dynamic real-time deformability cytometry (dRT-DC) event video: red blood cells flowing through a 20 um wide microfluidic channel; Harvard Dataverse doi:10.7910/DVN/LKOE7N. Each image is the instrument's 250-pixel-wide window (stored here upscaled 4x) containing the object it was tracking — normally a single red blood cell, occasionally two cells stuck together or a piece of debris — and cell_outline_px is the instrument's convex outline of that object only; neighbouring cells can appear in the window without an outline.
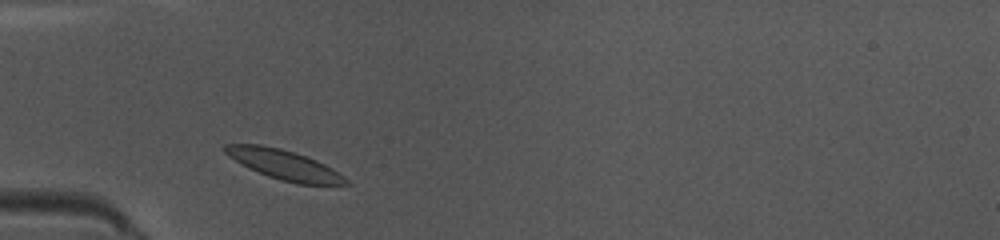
{"species": "common noctule bat (a hibernating species)", "species_latin": "Nyctalus noctula", "temperature_condition": "warm", "stored_images_in_passage": 30, "camera_frame_rate_fps": 3000, "um_per_image_px": 0.085, "animal": {"sex": "female", "body_mass_g": 10.0, "forearm_length_mm": 53.1}, "frame": {"image": 1, "passage_image": 2, "time_ms": 0.333, "image_size_px": [1000, 240], "cell_outline_px": [[352, 184], [296, 184], [280, 180], [268, 176], [228, 156], [224, 152], [224, 144], [260, 144], [280, 148], [316, 160], [332, 168], [344, 176]], "centroid_in_image_um": [24.17, 14.0], "position_along_channel_um": 60.8, "area_um2": 20.46}}
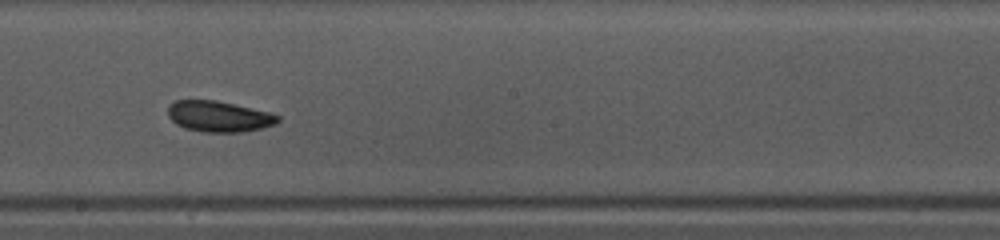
{"frame": {"image": 2, "passage_image": 15, "time_ms": 4.667, "image_size_px": [1000, 240], "cell_outline_px": [[280, 120], [276, 124], [244, 132], [204, 132], [184, 128], [176, 124], [168, 116], [168, 104], [176, 100], [216, 100], [272, 112], [280, 116]], "centroid_in_image_um": [18.62, 9.89], "position_along_channel_um": 229.6, "area_um2": 20.0}}
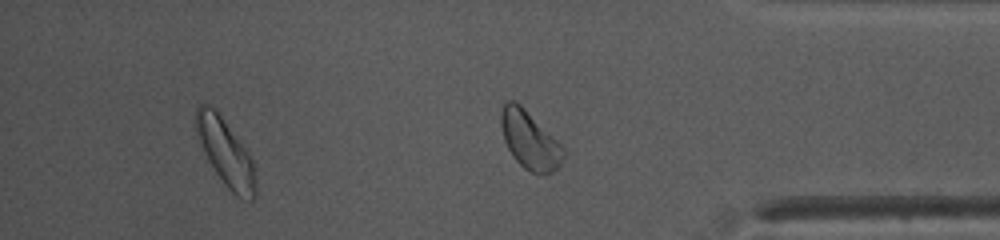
{"frame": {"image": 3, "passage_image": 28, "time_ms": 9.0, "image_size_px": [1000, 240], "cell_outline_px": [[256, 196], [252, 200], [236, 196], [224, 184], [208, 160], [204, 152], [196, 132], [196, 108], [200, 104], [208, 104], [216, 108], [248, 152], [252, 160], [256, 176]], "centroid_in_image_um": [19.19, 12.95], "position_along_channel_um": 416.0, "area_um2": 23.06}, "authors_computed_cell_mechanics": {"area_um2": 20.0855, "velocity_mm_per_s": 3.9823, "shape_relaxation_time_tau1_ms": 3.8235, "shape_relaxation_time_tau2_ms": null, "deformation_change_tau1": 0.0999, "deformation_change_tau2": null}}